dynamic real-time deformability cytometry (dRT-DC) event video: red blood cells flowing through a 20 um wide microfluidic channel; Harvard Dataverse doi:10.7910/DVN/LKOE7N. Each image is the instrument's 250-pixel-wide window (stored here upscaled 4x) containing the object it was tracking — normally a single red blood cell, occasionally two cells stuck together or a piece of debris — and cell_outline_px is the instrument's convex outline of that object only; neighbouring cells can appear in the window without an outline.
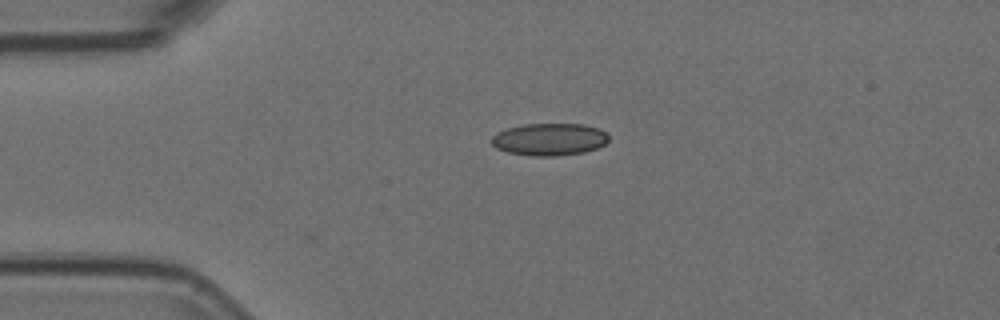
{"species": "Egyptian fruit bat (a non-hibernating species)", "species_latin": "Rousettus aegyptiacus", "temperature_condition": "room temperature", "stored_images_in_passage": 43, "camera_frame_rate_fps": 3000, "um_per_image_px": 0.085, "animal": {"sex": "female"}, "frame": {"image": 1, "passage_image": 1, "time_ms": 0.0, "image_size_px": [1000, 320], "cell_outline_px": [[608, 140], [604, 144], [596, 148], [584, 152], [556, 156], [532, 156], [508, 152], [496, 148], [492, 144], [492, 136], [496, 132], [508, 128], [524, 124], [584, 124], [600, 128], [608, 136]], "centroid_in_image_um": [46.69, 11.84], "position_along_channel_um": 38.3, "area_um2": 22.02}}
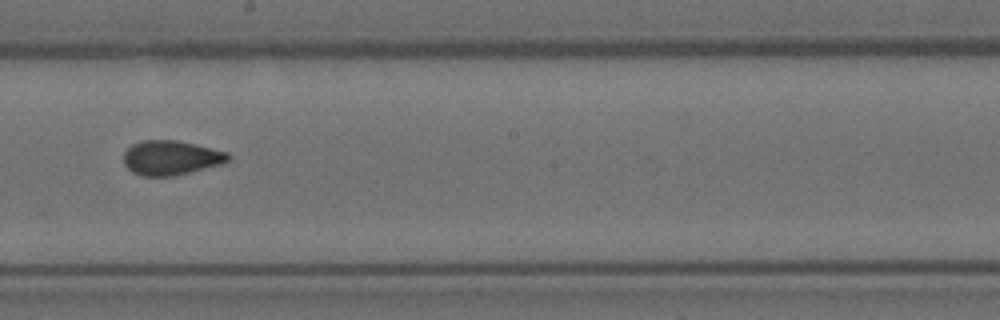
{"frame": {"image": 2, "passage_image": 19, "time_ms": 6.0, "image_size_px": [1000, 320], "cell_outline_px": [[232, 156], [224, 164], [172, 176], [144, 176], [132, 172], [124, 164], [124, 152], [132, 144], [144, 140], [176, 140], [228, 152]], "centroid_in_image_um": [14.54, 13.41], "position_along_channel_um": 233.7, "area_um2": 20.98}}
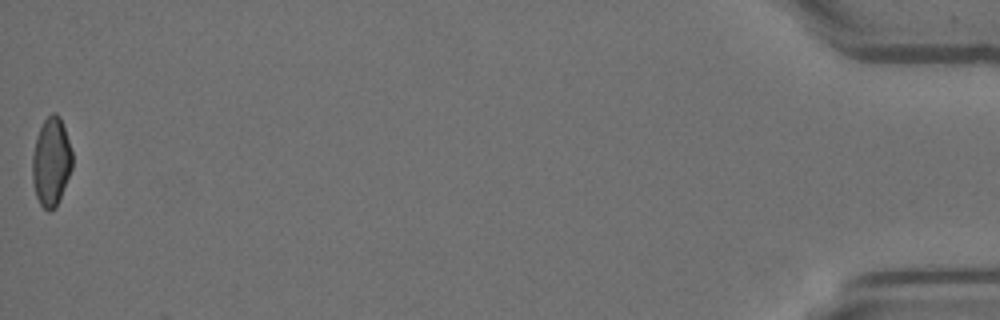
{"frame": {"image": 3, "passage_image": 43, "time_ms": 14.0, "image_size_px": [1000, 320], "cell_outline_px": [[72, 168], [60, 196], [56, 204], [48, 212], [40, 204], [36, 196], [32, 180], [32, 156], [36, 140], [40, 128], [44, 120], [52, 112], [56, 112], [60, 116], [72, 152]], "centroid_in_image_um": [4.34, 13.73], "position_along_channel_um": 430.9, "area_um2": 20.23}, "authors_computed_cell_mechanics": {"area_um2": 21.0392, "velocity_mm_per_s": 3.7394, "shape_relaxation_time_tau1_ms": null, "shape_relaxation_time_tau2_ms": 1.8332, "deformation_change_tau1": null, "deformation_change_tau2": 0.0596}}